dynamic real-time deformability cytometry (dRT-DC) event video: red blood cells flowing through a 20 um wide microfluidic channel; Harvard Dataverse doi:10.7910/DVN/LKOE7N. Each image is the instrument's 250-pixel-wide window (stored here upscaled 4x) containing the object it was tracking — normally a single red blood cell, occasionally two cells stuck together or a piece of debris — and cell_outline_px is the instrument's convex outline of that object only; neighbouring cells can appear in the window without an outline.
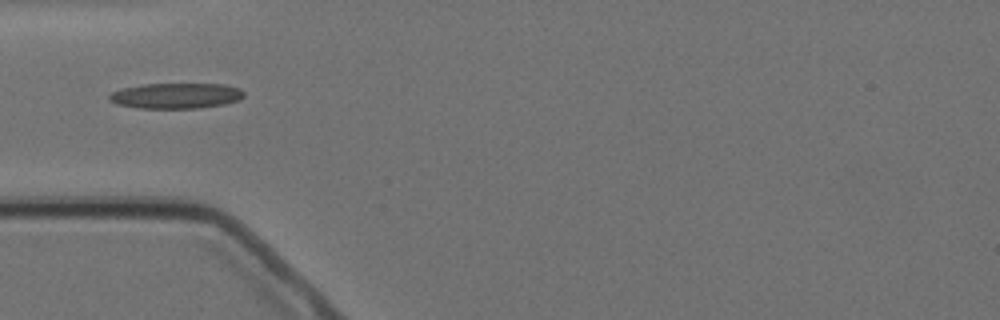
{"species": "Egyptian fruit bat (a non-hibernating species)", "species_latin": "Rousettus aegyptiacus", "temperature_condition": "cold", "stored_images_in_passage": 6, "camera_frame_rate_fps": 3000, "um_per_image_px": 0.085, "animal": {"sex": "female"}, "frame": {"image": 1, "passage_image": 1, "time_ms": 0.0, "image_size_px": [1000, 320], "cell_outline_px": [[244, 96], [240, 100], [224, 104], [200, 108], [136, 108], [116, 104], [108, 100], [108, 96], [112, 92], [120, 88], [144, 84], [224, 84], [240, 88], [244, 92]], "centroid_in_image_um": [14.95, 8.14], "position_along_channel_um": 70.1, "area_um2": 20.23}}
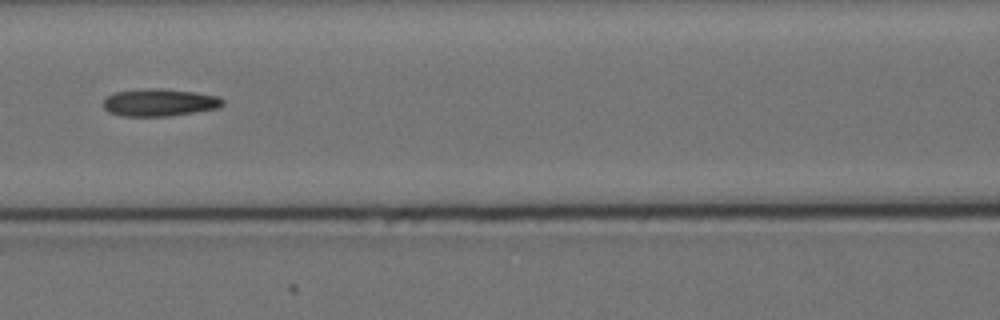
{"frame": {"image": 2, "passage_image": 3, "time_ms": 2.333, "image_size_px": [1000, 320], "cell_outline_px": [[224, 104], [220, 108], [172, 116], [120, 116], [108, 112], [104, 108], [104, 100], [112, 92], [152, 88], [160, 88], [192, 92], [216, 96], [224, 100]], "centroid_in_image_um": [13.55, 8.72], "position_along_channel_um": 153.1, "area_um2": 19.13}}
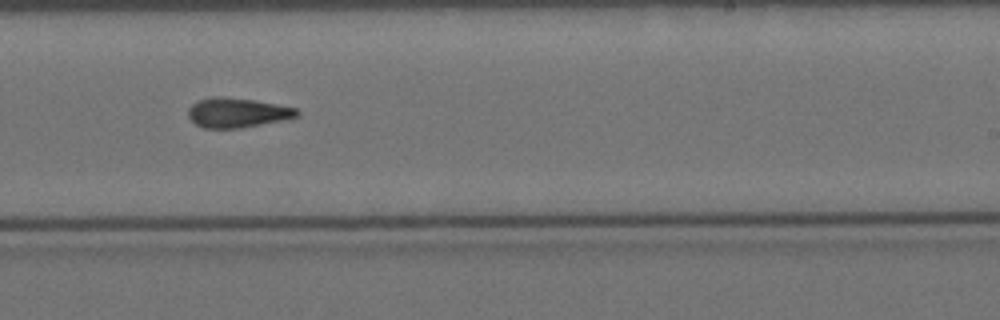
{"frame": {"image": 3, "passage_image": 6, "time_ms": 5.667, "image_size_px": [1000, 320], "cell_outline_px": [[300, 116], [240, 128], [204, 128], [196, 124], [188, 116], [188, 108], [196, 100], [212, 96], [220, 96], [252, 100], [276, 104], [296, 108], [300, 112]], "centroid_in_image_um": [20.13, 9.57], "position_along_channel_um": 268.9, "area_um2": 18.67}}